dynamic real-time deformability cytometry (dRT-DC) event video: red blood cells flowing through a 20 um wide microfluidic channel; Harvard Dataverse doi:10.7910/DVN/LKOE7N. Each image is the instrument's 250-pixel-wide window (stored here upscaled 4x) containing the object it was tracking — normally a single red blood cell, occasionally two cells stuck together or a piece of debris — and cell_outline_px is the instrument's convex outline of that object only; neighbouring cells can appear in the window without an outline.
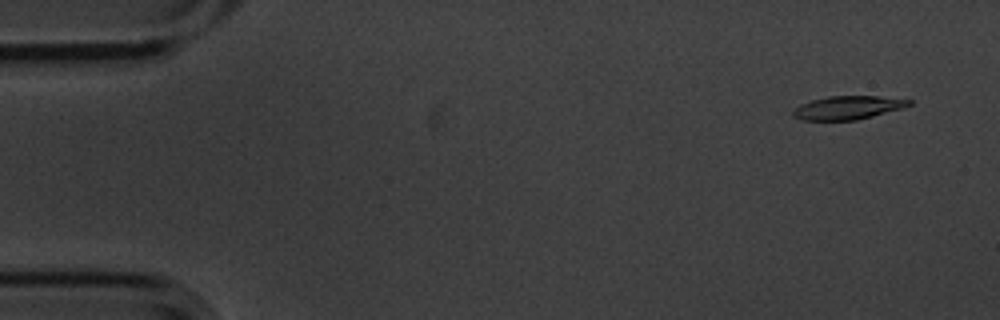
{"species": "common noctule bat (a hibernating species)", "species_latin": "Nyctalus noctula", "temperature_condition": "cold", "stored_images_in_passage": 6, "camera_frame_rate_fps": 3000, "um_per_image_px": 0.085, "animal": {"sex": "male", "body_mass_g": 20.1, "forearm_length_mm": 53.5}, "frame": {"image": 1, "passage_image": 1, "time_ms": 0.0, "image_size_px": [1000, 320], "cell_outline_px": [[912, 104], [904, 108], [856, 120], [804, 120], [792, 116], [792, 112], [800, 104], [812, 100], [828, 96], [876, 96], [912, 100]], "centroid_in_image_um": [72.07, 9.15], "position_along_channel_um": 12.9, "area_um2": 15.78}}
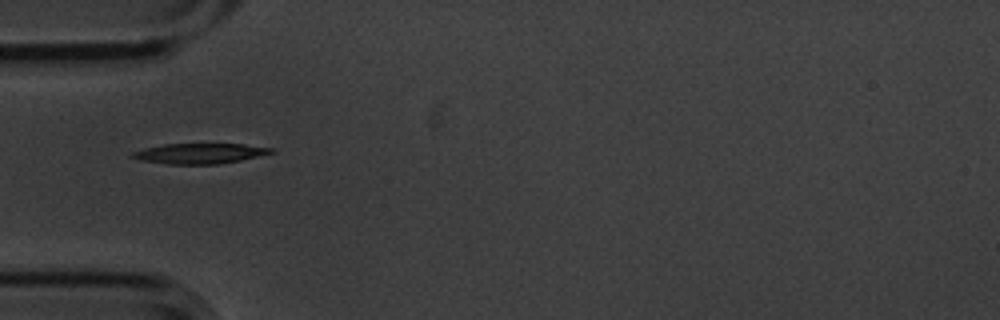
{"frame": {"image": 2, "passage_image": 5, "time_ms": 1.333, "image_size_px": [1000, 320], "cell_outline_px": [[276, 152], [240, 160], [216, 164], [168, 164], [140, 160], [128, 156], [132, 152], [144, 148], [164, 144], [244, 144], [276, 148]], "centroid_in_image_um": [16.98, 13.04], "position_along_channel_um": 68.0, "area_um2": 16.47}}
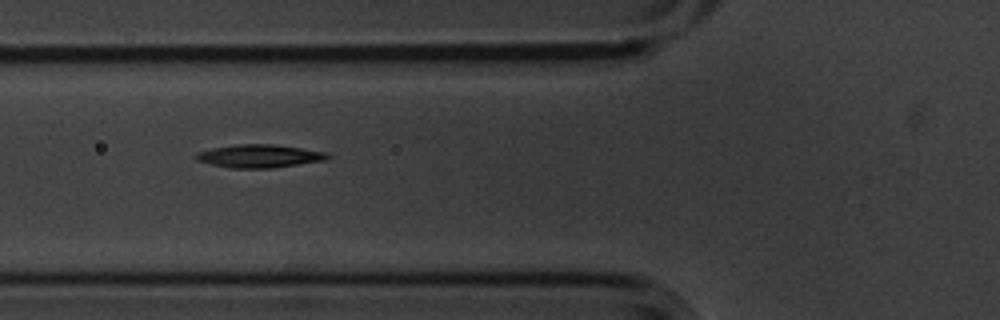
{"frame": {"image": 3, "passage_image": 6, "time_ms": 1.667, "image_size_px": [1000, 320], "cell_outline_px": [[332, 156], [328, 160], [272, 168], [232, 168], [212, 164], [196, 160], [192, 156], [196, 152], [212, 148], [232, 144], [272, 144], [328, 152]], "centroid_in_image_um": [22.05, 13.26], "position_along_channel_um": 103.8, "area_um2": 17.92}}